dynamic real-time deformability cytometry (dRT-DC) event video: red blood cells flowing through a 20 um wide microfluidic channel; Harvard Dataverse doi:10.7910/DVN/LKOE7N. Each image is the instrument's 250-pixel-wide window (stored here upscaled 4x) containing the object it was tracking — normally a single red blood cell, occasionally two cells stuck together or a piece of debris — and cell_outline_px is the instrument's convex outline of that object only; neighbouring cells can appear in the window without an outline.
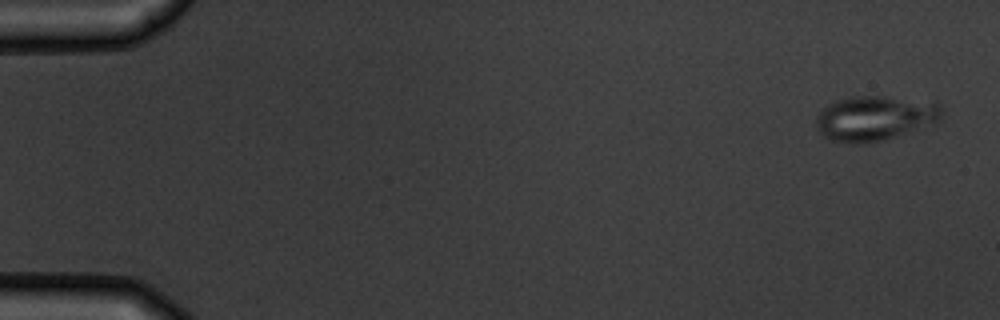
{"species": "common noctule bat (a hibernating species)", "species_latin": "Nyctalus noctula", "temperature_condition": "warm", "stored_images_in_passage": 6, "camera_frame_rate_fps": 3000, "um_per_image_px": 0.085, "animal": {"sex": "male", "body_mass_g": 19.5, "forearm_length_mm": 54.6}, "frame": {"image": 1, "passage_image": 1, "time_ms": 0.0, "image_size_px": [1000, 320], "cell_outline_px": [[944, 108], [940, 120], [868, 144], [860, 144], [828, 140], [816, 128], [816, 116], [828, 104], [836, 100], [852, 96], [884, 96], [936, 100]], "centroid_in_image_um": [74.37, 10.01], "position_along_channel_um": 10.6, "area_um2": 32.95}}